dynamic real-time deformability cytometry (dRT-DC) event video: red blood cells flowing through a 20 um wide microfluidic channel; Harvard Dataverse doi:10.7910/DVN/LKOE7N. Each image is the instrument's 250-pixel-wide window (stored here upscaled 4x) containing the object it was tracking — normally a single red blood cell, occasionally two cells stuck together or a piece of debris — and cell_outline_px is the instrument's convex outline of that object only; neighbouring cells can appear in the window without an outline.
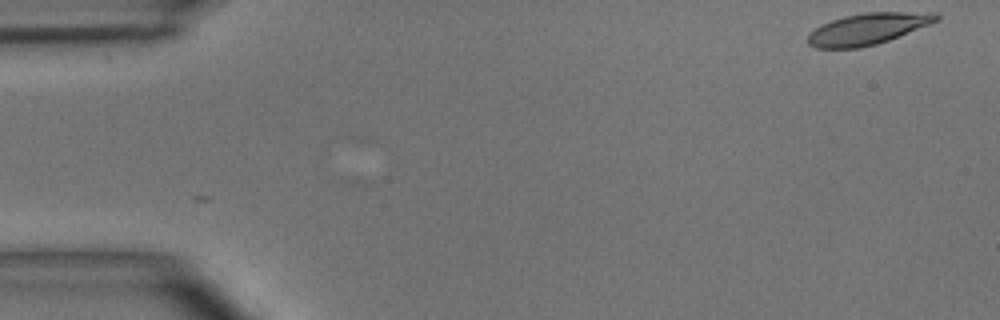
{"species": "common noctule bat (a hibernating species)", "species_latin": "Nyctalus noctula", "temperature_condition": "room temperature", "stored_images_in_passage": 2, "camera_frame_rate_fps": 3000, "um_per_image_px": 0.085, "animal": {"sex": "male", "body_mass_g": 15.6}, "frame": {"image": 1, "passage_image": 2, "time_ms": 0.333, "image_size_px": [1000, 320], "cell_outline_px": [[940, 20], [888, 40], [876, 44], [860, 48], [816, 48], [808, 44], [808, 36], [816, 28], [832, 20], [844, 16], [864, 12], [936, 12], [940, 16]], "centroid_in_image_um": [73.8, 2.44], "position_along_channel_um": 11.2, "area_um2": 23.29}}